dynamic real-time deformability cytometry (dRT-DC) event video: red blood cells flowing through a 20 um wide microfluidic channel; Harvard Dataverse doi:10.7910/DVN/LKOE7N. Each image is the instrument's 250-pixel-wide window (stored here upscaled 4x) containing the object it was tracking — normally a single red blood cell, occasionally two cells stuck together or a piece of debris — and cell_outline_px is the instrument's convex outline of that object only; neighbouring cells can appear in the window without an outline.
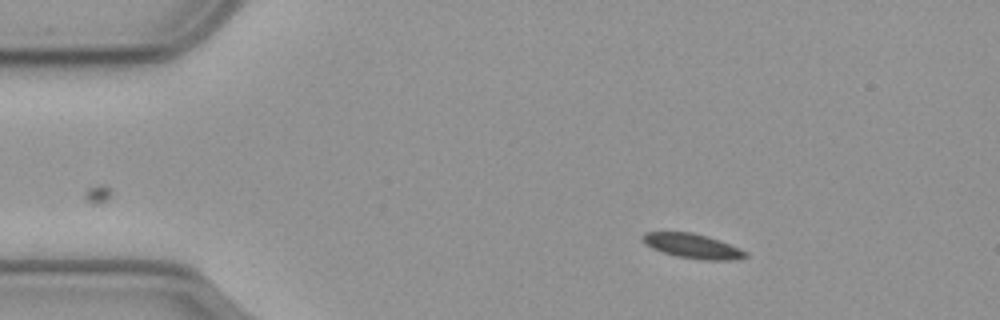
{"species": "common noctule bat (a hibernating species)", "species_latin": "Nyctalus noctula", "temperature_condition": "cold", "stored_images_in_passage": 43, "camera_frame_rate_fps": 3000, "um_per_image_px": 0.085, "animal": {"sex": "male", "body_mass_g": 23.1, "forearm_length_mm": 52.7}, "frame": {"image": 1, "passage_image": 1, "time_ms": 0.0, "image_size_px": [1000, 320], "cell_outline_px": [[748, 256], [728, 260], [700, 260], [676, 256], [652, 248], [644, 244], [640, 240], [640, 236], [644, 232], [692, 232], [708, 236], [748, 252]], "centroid_in_image_um": [58.8, 20.9], "position_along_channel_um": 26.2, "area_um2": 14.74}}
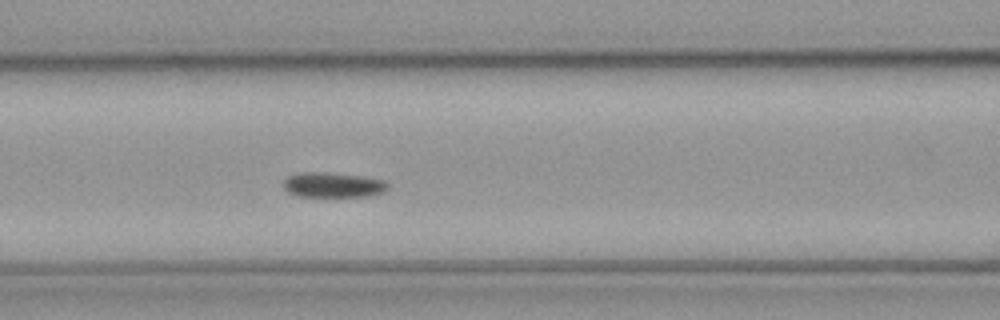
{"frame": {"image": 2, "passage_image": 16, "time_ms": 5.0, "image_size_px": [1000, 320], "cell_outline_px": [[388, 188], [384, 192], [368, 196], [296, 196], [288, 192], [284, 188], [284, 180], [288, 176], [296, 172], [324, 172], [364, 176], [384, 180], [388, 184]], "centroid_in_image_um": [28.3, 15.71], "position_along_channel_um": 138.3, "area_um2": 15.32}}
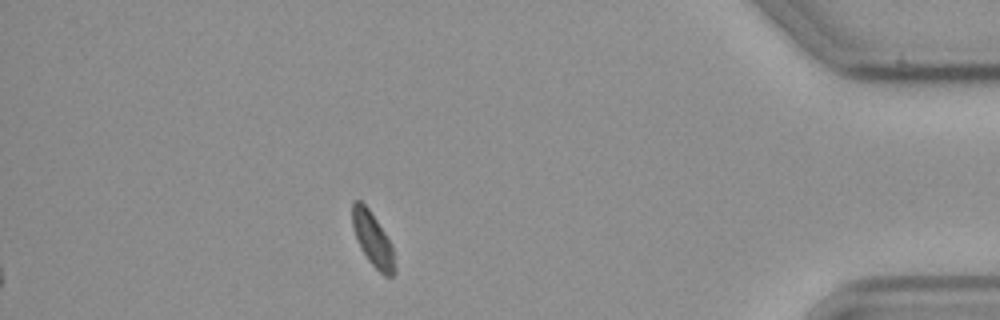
{"frame": {"image": 3, "passage_image": 43, "time_ms": 14.0, "image_size_px": [1000, 320], "cell_outline_px": [[396, 272], [392, 276], [384, 276], [368, 260], [360, 248], [352, 228], [352, 204], [356, 200], [360, 200], [368, 208], [392, 244], [396, 268]], "centroid_in_image_um": [31.69, 20.37], "position_along_channel_um": 403.5, "area_um2": 13.29}, "authors_computed_cell_mechanics": {"area_um2": 15.1436, "velocity_mm_per_s": 3.5012, "shape_relaxation_time_tau1_ms": 3.2956, "shape_relaxation_time_tau2_ms": null, "deformation_change_tau1": 0.0655, "deformation_change_tau2": null}}